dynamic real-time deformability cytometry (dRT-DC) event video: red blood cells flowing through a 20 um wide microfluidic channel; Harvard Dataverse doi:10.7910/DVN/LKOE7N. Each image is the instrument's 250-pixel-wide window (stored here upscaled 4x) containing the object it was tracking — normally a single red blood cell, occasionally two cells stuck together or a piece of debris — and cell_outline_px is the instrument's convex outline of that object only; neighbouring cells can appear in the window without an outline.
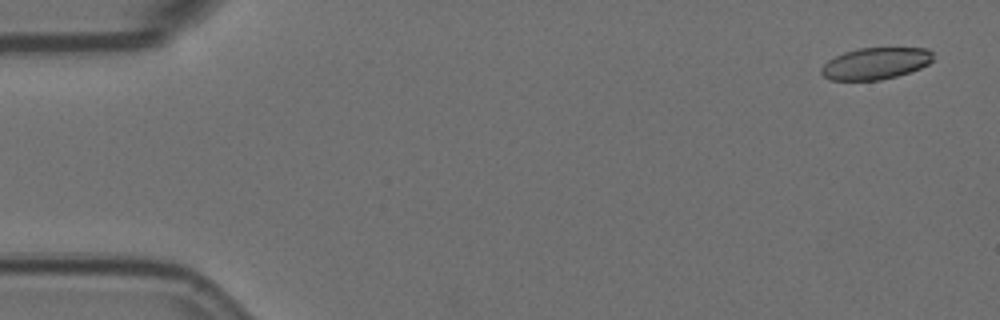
{"species": "Egyptian fruit bat (a non-hibernating species)", "species_latin": "Rousettus aegyptiacus", "temperature_condition": "room temperature", "stored_images_in_passage": 7, "segment_of_instrument_passage": [1, 2], "camera_frame_rate_fps": 3000, "um_per_image_px": 0.085, "animal": {"sex": "female"}, "frame": {"image": 1, "passage_image": 1, "time_ms": 0.0, "image_size_px": [1000, 320], "cell_outline_px": [[932, 60], [928, 64], [920, 68], [896, 76], [880, 80], [828, 80], [820, 72], [820, 68], [828, 60], [844, 52], [860, 48], [928, 48], [932, 52]], "centroid_in_image_um": [74.4, 5.39], "position_along_channel_um": 10.6, "area_um2": 20.58}}
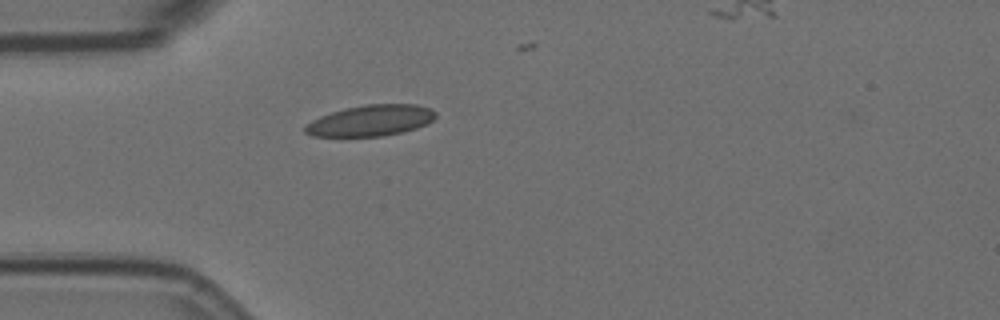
{"frame": {"image": 2, "passage_image": 5, "time_ms": 1.333, "image_size_px": [1000, 320], "cell_outline_px": [[436, 116], [428, 124], [416, 128], [400, 132], [380, 136], [312, 136], [304, 132], [304, 128], [312, 120], [320, 116], [344, 108], [368, 104], [416, 104], [432, 108], [436, 112]], "centroid_in_image_um": [31.54, 10.23], "position_along_channel_um": 53.5, "area_um2": 23.52}}